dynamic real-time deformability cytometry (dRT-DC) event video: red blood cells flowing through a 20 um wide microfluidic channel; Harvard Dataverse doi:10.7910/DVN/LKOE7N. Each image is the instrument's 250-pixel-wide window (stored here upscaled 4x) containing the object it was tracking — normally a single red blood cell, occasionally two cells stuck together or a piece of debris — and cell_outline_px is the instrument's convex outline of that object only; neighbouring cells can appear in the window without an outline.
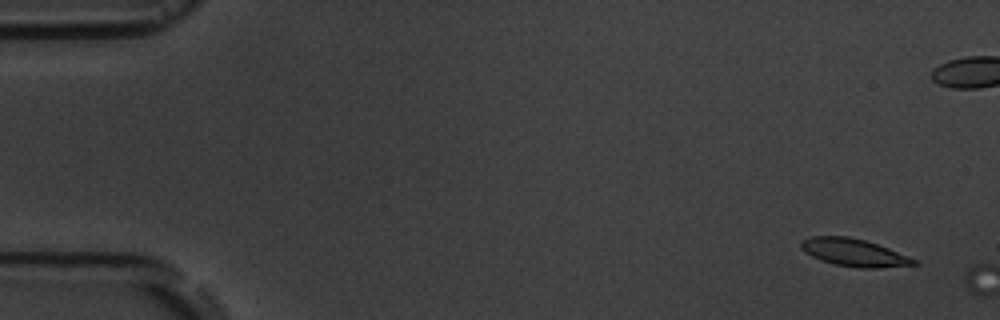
{"species": "common noctule bat (a hibernating species)", "species_latin": "Nyctalus noctula", "temperature_condition": "room temperature", "stored_images_in_passage": 2, "camera_frame_rate_fps": 3000, "um_per_image_px": 0.085, "animal": {"sex": "male", "body_mass_g": 19.5, "forearm_length_mm": 54.6}, "frame": {"image": 1, "passage_image": 1, "time_ms": 0.0, "image_size_px": [1000, 320], "cell_outline_px": [[920, 264], [876, 268], [860, 268], [836, 264], [820, 260], [804, 252], [800, 248], [800, 240], [812, 236], [848, 236], [864, 240], [888, 248], [920, 260]], "centroid_in_image_um": [72.6, 21.46], "position_along_channel_um": 12.4, "area_um2": 18.21}}